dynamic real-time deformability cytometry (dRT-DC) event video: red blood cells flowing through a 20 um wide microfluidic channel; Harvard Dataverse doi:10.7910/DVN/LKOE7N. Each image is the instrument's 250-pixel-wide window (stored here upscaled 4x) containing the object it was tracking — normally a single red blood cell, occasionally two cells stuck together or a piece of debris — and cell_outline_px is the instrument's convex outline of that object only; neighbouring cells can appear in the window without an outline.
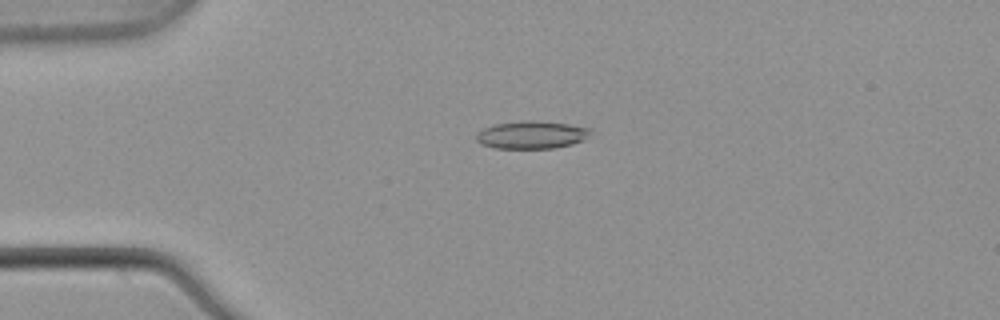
{"species": "common noctule bat (a hibernating species)", "species_latin": "Nyctalus noctula", "temperature_condition": "warm", "stored_images_in_passage": 5, "camera_frame_rate_fps": 3000, "um_per_image_px": 0.085, "animal": {"sex": "male", "body_mass_g": 21.5, "forearm_length_mm": 52.0}, "frame": {"image": 1, "passage_image": 3, "time_ms": 0.667, "image_size_px": [1000, 320], "cell_outline_px": [[592, 132], [584, 140], [572, 144], [552, 148], [496, 148], [480, 144], [476, 140], [476, 132], [484, 128], [496, 124], [528, 120], [568, 124], [592, 128]], "centroid_in_image_um": [45.19, 11.46], "position_along_channel_um": 39.8, "area_um2": 18.38}}
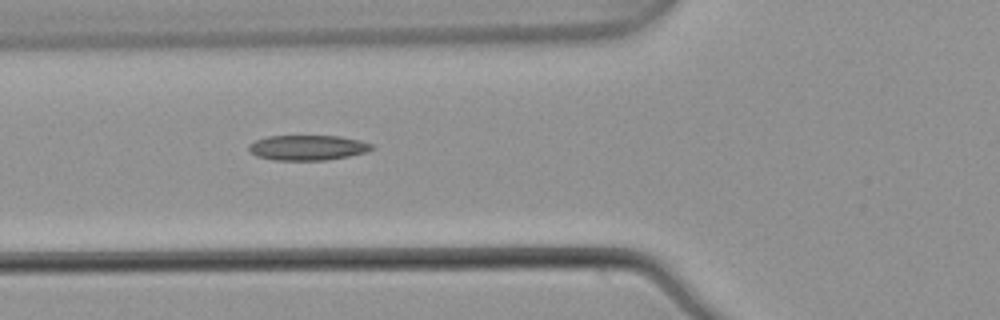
{"frame": {"image": 2, "passage_image": 5, "time_ms": 1.333, "image_size_px": [1000, 320], "cell_outline_px": [[372, 148], [364, 152], [348, 156], [324, 160], [272, 160], [256, 156], [248, 148], [248, 144], [256, 140], [268, 136], [340, 136], [360, 140], [372, 144]], "centroid_in_image_um": [26.11, 12.55], "position_along_channel_um": 99.7, "area_um2": 17.86}}